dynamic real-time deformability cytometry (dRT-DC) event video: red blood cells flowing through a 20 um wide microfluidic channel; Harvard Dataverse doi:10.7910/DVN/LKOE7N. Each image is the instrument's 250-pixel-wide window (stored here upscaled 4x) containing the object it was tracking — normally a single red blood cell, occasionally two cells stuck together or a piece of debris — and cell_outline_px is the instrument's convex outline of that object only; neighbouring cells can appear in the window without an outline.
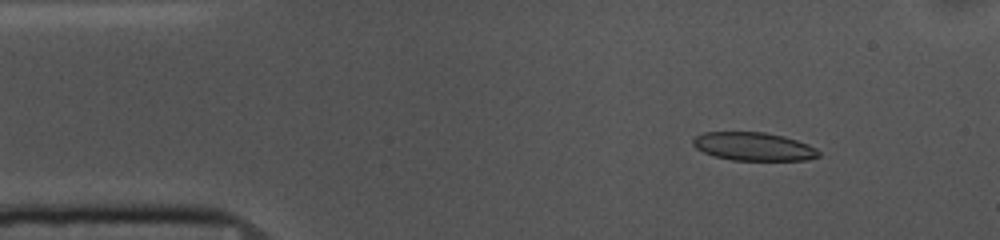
{"species": "common noctule bat (a hibernating species)", "species_latin": "Nyctalus noctula", "temperature_condition": "cold", "stored_images_in_passage": 52, "camera_frame_rate_fps": 3000, "um_per_image_px": 0.085, "animal": {"sex": "female", "body_mass_g": 10.0, "forearm_length_mm": 53.1}, "frame": {"image": 1, "passage_image": 5, "time_ms": 1.333, "image_size_px": [1000, 240], "cell_outline_px": [[820, 156], [804, 160], [732, 160], [712, 156], [696, 148], [692, 144], [692, 140], [696, 136], [704, 132], [764, 132], [784, 136], [808, 144], [816, 148], [820, 152]], "centroid_in_image_um": [64.04, 12.45], "position_along_channel_um": 21.0, "area_um2": 20.75}}
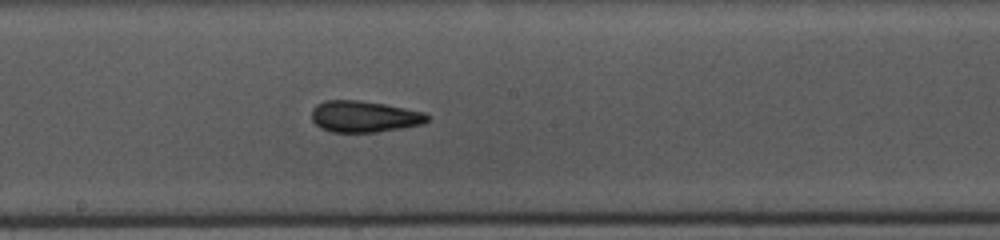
{"frame": {"image": 2, "passage_image": 26, "time_ms": 8.333, "image_size_px": [1000, 240], "cell_outline_px": [[428, 120], [424, 124], [376, 132], [332, 132], [320, 128], [312, 120], [312, 108], [316, 104], [324, 100], [360, 100], [384, 104], [424, 112], [428, 116]], "centroid_in_image_um": [30.92, 9.9], "position_along_channel_um": 217.3, "area_um2": 21.15}}
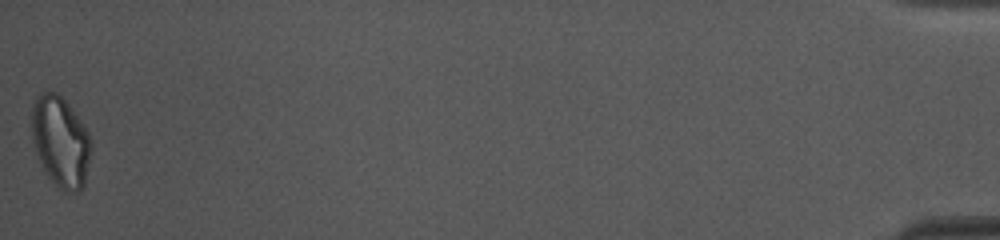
{"frame": {"image": 3, "passage_image": 52, "time_ms": 17.0, "image_size_px": [1000, 240], "cell_outline_px": [[92, 152], [84, 184], [80, 192], [64, 192], [48, 176], [36, 152], [32, 140], [32, 104], [36, 96], [44, 92], [56, 92], [64, 100], [80, 120], [88, 132], [92, 140]], "centroid_in_image_um": [5.17, 12.05], "position_along_channel_um": 430.0, "area_um2": 31.27}, "authors_computed_cell_mechanics": {"area_um2": 21.4149, "velocity_mm_per_s": 3.6591, "shape_relaxation_time_tau1_ms": 9.2232, "shape_relaxation_time_tau2_ms": 3.4301, "deformation_change_tau1": 0.1695, "deformation_change_tau2": 0.1069}}